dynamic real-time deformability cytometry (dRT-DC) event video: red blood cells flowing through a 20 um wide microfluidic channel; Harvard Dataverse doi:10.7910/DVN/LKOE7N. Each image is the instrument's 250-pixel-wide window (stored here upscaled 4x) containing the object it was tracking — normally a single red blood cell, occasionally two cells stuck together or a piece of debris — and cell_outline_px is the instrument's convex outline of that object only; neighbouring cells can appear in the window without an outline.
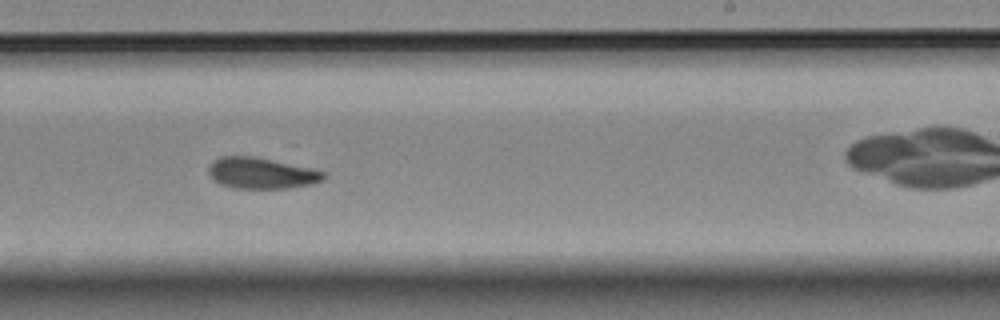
{"species": "Egyptian fruit bat (a non-hibernating species)", "species_latin": "Rousettus aegyptiacus", "temperature_condition": "room temperature", "stored_images_in_passage": 9, "camera_frame_rate_fps": 3000, "um_per_image_px": 0.085, "animal": {"sex": "female"}, "frame": {"image": 1, "passage_image": 7, "time_ms": 6.667, "image_size_px": [1000, 320], "cell_outline_px": [[328, 176], [324, 180], [312, 184], [288, 188], [232, 188], [220, 184], [212, 180], [208, 172], [208, 168], [212, 160], [220, 156], [252, 156], [308, 168], [324, 172]], "centroid_in_image_um": [22.17, 14.73], "position_along_channel_um": 266.8, "area_um2": 20.81}}
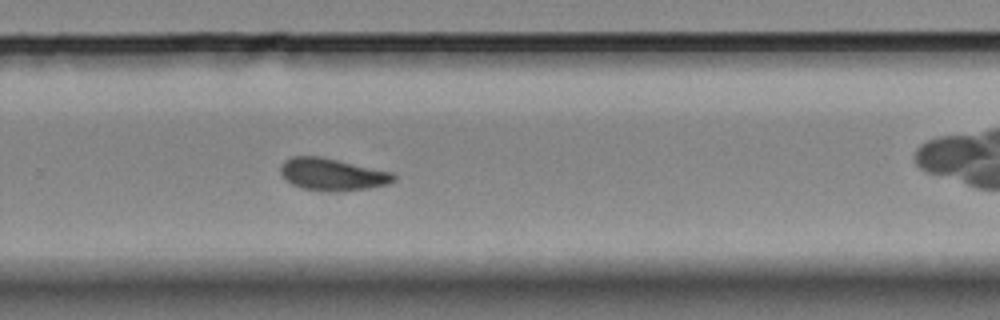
{"frame": {"image": 2, "passage_image": 8, "time_ms": 7.667, "image_size_px": [1000, 320], "cell_outline_px": [[396, 180], [388, 184], [368, 188], [332, 192], [328, 192], [300, 188], [284, 180], [280, 172], [280, 164], [284, 160], [292, 156], [320, 156], [392, 172], [396, 176]], "centroid_in_image_um": [28.2, 14.83], "position_along_channel_um": 301.6, "area_um2": 21.44}}